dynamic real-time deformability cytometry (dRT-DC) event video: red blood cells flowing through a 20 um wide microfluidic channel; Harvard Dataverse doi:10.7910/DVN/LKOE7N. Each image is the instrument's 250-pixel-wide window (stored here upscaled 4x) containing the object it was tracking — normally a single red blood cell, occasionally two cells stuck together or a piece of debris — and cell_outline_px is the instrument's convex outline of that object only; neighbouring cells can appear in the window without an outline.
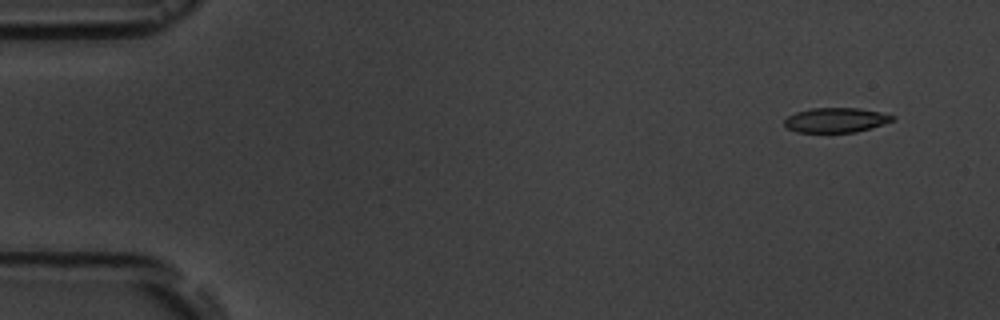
{"species": "common noctule bat (a hibernating species)", "species_latin": "Nyctalus noctula", "temperature_condition": "room temperature", "stored_images_in_passage": 9, "camera_frame_rate_fps": 3000, "um_per_image_px": 0.085, "animal": {"sex": "male", "body_mass_g": 19.5, "forearm_length_mm": 54.6}, "frame": {"image": 1, "passage_image": 1, "time_ms": 0.0, "image_size_px": [1000, 320], "cell_outline_px": [[896, 120], [856, 132], [796, 132], [784, 128], [784, 120], [788, 116], [796, 112], [812, 108], [860, 108], [880, 112], [896, 116]], "centroid_in_image_um": [71.04, 10.21], "position_along_channel_um": 14.0, "area_um2": 15.66}}
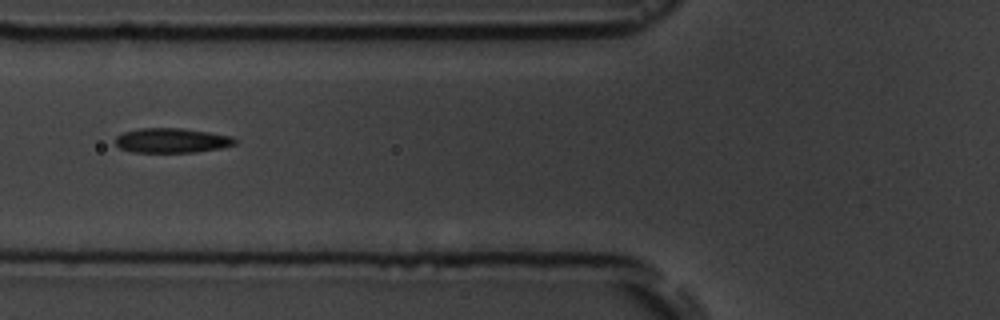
{"frame": {"image": 2, "passage_image": 6, "time_ms": 5.667, "image_size_px": [1000, 320], "cell_outline_px": [[236, 144], [220, 148], [196, 152], [132, 152], [120, 148], [116, 144], [116, 136], [124, 132], [140, 128], [180, 128], [208, 132], [232, 136], [236, 140]], "centroid_in_image_um": [14.6, 11.94], "position_along_channel_um": 111.2, "area_um2": 17.11}}
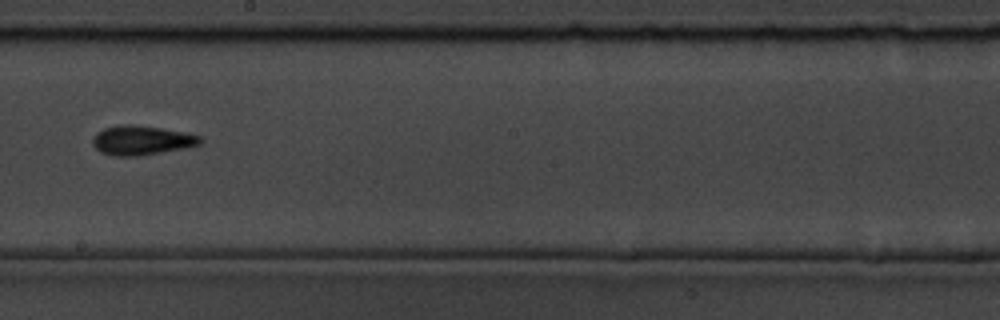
{"frame": {"image": 3, "passage_image": 9, "time_ms": 9.0, "image_size_px": [1000, 320], "cell_outline_px": [[204, 140], [200, 144], [188, 148], [136, 156], [112, 156], [100, 152], [92, 144], [92, 140], [96, 132], [104, 128], [116, 124], [132, 124], [160, 128], [184, 132], [200, 136]], "centroid_in_image_um": [12.02, 11.92], "position_along_channel_um": 236.2, "area_um2": 18.61}}